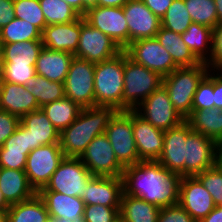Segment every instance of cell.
<instances>
[{
    "label": "cell",
    "instance_id": "8d00e7d4",
    "mask_svg": "<svg viewBox=\"0 0 222 222\" xmlns=\"http://www.w3.org/2000/svg\"><path fill=\"white\" fill-rule=\"evenodd\" d=\"M46 25L74 22L80 15L64 0H39Z\"/></svg>",
    "mask_w": 222,
    "mask_h": 222
},
{
    "label": "cell",
    "instance_id": "7402d4cb",
    "mask_svg": "<svg viewBox=\"0 0 222 222\" xmlns=\"http://www.w3.org/2000/svg\"><path fill=\"white\" fill-rule=\"evenodd\" d=\"M31 152L29 130L21 123L0 148V167L24 170L28 154Z\"/></svg>",
    "mask_w": 222,
    "mask_h": 222
},
{
    "label": "cell",
    "instance_id": "ee69618b",
    "mask_svg": "<svg viewBox=\"0 0 222 222\" xmlns=\"http://www.w3.org/2000/svg\"><path fill=\"white\" fill-rule=\"evenodd\" d=\"M120 207H106L100 204L85 205L83 222H114L119 215Z\"/></svg>",
    "mask_w": 222,
    "mask_h": 222
},
{
    "label": "cell",
    "instance_id": "7c38bea8",
    "mask_svg": "<svg viewBox=\"0 0 222 222\" xmlns=\"http://www.w3.org/2000/svg\"><path fill=\"white\" fill-rule=\"evenodd\" d=\"M93 176L122 177L124 167L118 162L109 139L104 134L96 136L80 156Z\"/></svg>",
    "mask_w": 222,
    "mask_h": 222
},
{
    "label": "cell",
    "instance_id": "4316f807",
    "mask_svg": "<svg viewBox=\"0 0 222 222\" xmlns=\"http://www.w3.org/2000/svg\"><path fill=\"white\" fill-rule=\"evenodd\" d=\"M73 57L72 53L53 51L43 47L37 58L36 74L50 81L64 83Z\"/></svg>",
    "mask_w": 222,
    "mask_h": 222
},
{
    "label": "cell",
    "instance_id": "ba28073f",
    "mask_svg": "<svg viewBox=\"0 0 222 222\" xmlns=\"http://www.w3.org/2000/svg\"><path fill=\"white\" fill-rule=\"evenodd\" d=\"M94 68L95 63L74 56L64 81L65 97L81 108L95 106Z\"/></svg>",
    "mask_w": 222,
    "mask_h": 222
},
{
    "label": "cell",
    "instance_id": "f907efd6",
    "mask_svg": "<svg viewBox=\"0 0 222 222\" xmlns=\"http://www.w3.org/2000/svg\"><path fill=\"white\" fill-rule=\"evenodd\" d=\"M218 72L216 75L213 72L214 108L222 110V69Z\"/></svg>",
    "mask_w": 222,
    "mask_h": 222
},
{
    "label": "cell",
    "instance_id": "680465c9",
    "mask_svg": "<svg viewBox=\"0 0 222 222\" xmlns=\"http://www.w3.org/2000/svg\"><path fill=\"white\" fill-rule=\"evenodd\" d=\"M11 205L5 200L3 193L0 190V210H3L5 213Z\"/></svg>",
    "mask_w": 222,
    "mask_h": 222
},
{
    "label": "cell",
    "instance_id": "277c9868",
    "mask_svg": "<svg viewBox=\"0 0 222 222\" xmlns=\"http://www.w3.org/2000/svg\"><path fill=\"white\" fill-rule=\"evenodd\" d=\"M208 70L205 62H201L192 67H178L163 77L170 100L184 120L191 115L194 94Z\"/></svg>",
    "mask_w": 222,
    "mask_h": 222
},
{
    "label": "cell",
    "instance_id": "e575fe53",
    "mask_svg": "<svg viewBox=\"0 0 222 222\" xmlns=\"http://www.w3.org/2000/svg\"><path fill=\"white\" fill-rule=\"evenodd\" d=\"M25 89L35 96L40 107L65 97L64 83L50 81L37 74L28 79Z\"/></svg>",
    "mask_w": 222,
    "mask_h": 222
},
{
    "label": "cell",
    "instance_id": "b9f144b4",
    "mask_svg": "<svg viewBox=\"0 0 222 222\" xmlns=\"http://www.w3.org/2000/svg\"><path fill=\"white\" fill-rule=\"evenodd\" d=\"M208 70L207 75L198 84L194 94L192 111L214 108L213 73Z\"/></svg>",
    "mask_w": 222,
    "mask_h": 222
},
{
    "label": "cell",
    "instance_id": "d590c367",
    "mask_svg": "<svg viewBox=\"0 0 222 222\" xmlns=\"http://www.w3.org/2000/svg\"><path fill=\"white\" fill-rule=\"evenodd\" d=\"M23 41H42V32L27 21L14 18L0 29V44Z\"/></svg>",
    "mask_w": 222,
    "mask_h": 222
},
{
    "label": "cell",
    "instance_id": "1f68e13d",
    "mask_svg": "<svg viewBox=\"0 0 222 222\" xmlns=\"http://www.w3.org/2000/svg\"><path fill=\"white\" fill-rule=\"evenodd\" d=\"M186 121L193 131L214 141L222 139V110L211 108L191 111Z\"/></svg>",
    "mask_w": 222,
    "mask_h": 222
},
{
    "label": "cell",
    "instance_id": "cb8c5ba5",
    "mask_svg": "<svg viewBox=\"0 0 222 222\" xmlns=\"http://www.w3.org/2000/svg\"><path fill=\"white\" fill-rule=\"evenodd\" d=\"M37 193L43 199L50 218H64L70 222L82 221L85 203L81 198L56 191H38Z\"/></svg>",
    "mask_w": 222,
    "mask_h": 222
},
{
    "label": "cell",
    "instance_id": "f546056e",
    "mask_svg": "<svg viewBox=\"0 0 222 222\" xmlns=\"http://www.w3.org/2000/svg\"><path fill=\"white\" fill-rule=\"evenodd\" d=\"M49 220L46 205L38 193L28 200L12 204L6 211V222H49Z\"/></svg>",
    "mask_w": 222,
    "mask_h": 222
},
{
    "label": "cell",
    "instance_id": "4fadbf2b",
    "mask_svg": "<svg viewBox=\"0 0 222 222\" xmlns=\"http://www.w3.org/2000/svg\"><path fill=\"white\" fill-rule=\"evenodd\" d=\"M121 51L109 36L92 27L81 16V33L75 57L99 63L115 57Z\"/></svg>",
    "mask_w": 222,
    "mask_h": 222
},
{
    "label": "cell",
    "instance_id": "74e56055",
    "mask_svg": "<svg viewBox=\"0 0 222 222\" xmlns=\"http://www.w3.org/2000/svg\"><path fill=\"white\" fill-rule=\"evenodd\" d=\"M192 19L187 11L184 0H173L161 19V27L182 34L191 25Z\"/></svg>",
    "mask_w": 222,
    "mask_h": 222
},
{
    "label": "cell",
    "instance_id": "d6986e66",
    "mask_svg": "<svg viewBox=\"0 0 222 222\" xmlns=\"http://www.w3.org/2000/svg\"><path fill=\"white\" fill-rule=\"evenodd\" d=\"M133 136L140 161H157L162 154L164 133L132 110Z\"/></svg>",
    "mask_w": 222,
    "mask_h": 222
},
{
    "label": "cell",
    "instance_id": "f1b7e54d",
    "mask_svg": "<svg viewBox=\"0 0 222 222\" xmlns=\"http://www.w3.org/2000/svg\"><path fill=\"white\" fill-rule=\"evenodd\" d=\"M161 207L123 192L119 215L125 222H158Z\"/></svg>",
    "mask_w": 222,
    "mask_h": 222
},
{
    "label": "cell",
    "instance_id": "f35d334b",
    "mask_svg": "<svg viewBox=\"0 0 222 222\" xmlns=\"http://www.w3.org/2000/svg\"><path fill=\"white\" fill-rule=\"evenodd\" d=\"M193 22L214 28L217 25V10L214 0H184Z\"/></svg>",
    "mask_w": 222,
    "mask_h": 222
},
{
    "label": "cell",
    "instance_id": "836d02e7",
    "mask_svg": "<svg viewBox=\"0 0 222 222\" xmlns=\"http://www.w3.org/2000/svg\"><path fill=\"white\" fill-rule=\"evenodd\" d=\"M41 109L53 126L60 132L73 123L82 110L78 104L66 97L47 103Z\"/></svg>",
    "mask_w": 222,
    "mask_h": 222
},
{
    "label": "cell",
    "instance_id": "681fc988",
    "mask_svg": "<svg viewBox=\"0 0 222 222\" xmlns=\"http://www.w3.org/2000/svg\"><path fill=\"white\" fill-rule=\"evenodd\" d=\"M147 8L153 12L160 20L163 18L173 0H142Z\"/></svg>",
    "mask_w": 222,
    "mask_h": 222
},
{
    "label": "cell",
    "instance_id": "11a10c76",
    "mask_svg": "<svg viewBox=\"0 0 222 222\" xmlns=\"http://www.w3.org/2000/svg\"><path fill=\"white\" fill-rule=\"evenodd\" d=\"M71 8L82 16V0H64Z\"/></svg>",
    "mask_w": 222,
    "mask_h": 222
},
{
    "label": "cell",
    "instance_id": "44dd1931",
    "mask_svg": "<svg viewBox=\"0 0 222 222\" xmlns=\"http://www.w3.org/2000/svg\"><path fill=\"white\" fill-rule=\"evenodd\" d=\"M81 33V16L74 22L47 25L42 32V44L53 51L74 54Z\"/></svg>",
    "mask_w": 222,
    "mask_h": 222
},
{
    "label": "cell",
    "instance_id": "5b68a950",
    "mask_svg": "<svg viewBox=\"0 0 222 222\" xmlns=\"http://www.w3.org/2000/svg\"><path fill=\"white\" fill-rule=\"evenodd\" d=\"M124 87L122 110H134L163 84V77L134 62L124 51Z\"/></svg>",
    "mask_w": 222,
    "mask_h": 222
},
{
    "label": "cell",
    "instance_id": "60d3db41",
    "mask_svg": "<svg viewBox=\"0 0 222 222\" xmlns=\"http://www.w3.org/2000/svg\"><path fill=\"white\" fill-rule=\"evenodd\" d=\"M35 75V65H14L11 62H0V81L25 86L28 79Z\"/></svg>",
    "mask_w": 222,
    "mask_h": 222
},
{
    "label": "cell",
    "instance_id": "7dc6e473",
    "mask_svg": "<svg viewBox=\"0 0 222 222\" xmlns=\"http://www.w3.org/2000/svg\"><path fill=\"white\" fill-rule=\"evenodd\" d=\"M19 124L20 118L0 109V148L6 139L16 131Z\"/></svg>",
    "mask_w": 222,
    "mask_h": 222
},
{
    "label": "cell",
    "instance_id": "7a4b0ae2",
    "mask_svg": "<svg viewBox=\"0 0 222 222\" xmlns=\"http://www.w3.org/2000/svg\"><path fill=\"white\" fill-rule=\"evenodd\" d=\"M117 110L111 106L82 108L77 119L60 132V148L65 157L80 158L87 145L104 134Z\"/></svg>",
    "mask_w": 222,
    "mask_h": 222
},
{
    "label": "cell",
    "instance_id": "94428289",
    "mask_svg": "<svg viewBox=\"0 0 222 222\" xmlns=\"http://www.w3.org/2000/svg\"><path fill=\"white\" fill-rule=\"evenodd\" d=\"M49 222H70V221L64 218L61 219L50 218Z\"/></svg>",
    "mask_w": 222,
    "mask_h": 222
},
{
    "label": "cell",
    "instance_id": "816d5d0a",
    "mask_svg": "<svg viewBox=\"0 0 222 222\" xmlns=\"http://www.w3.org/2000/svg\"><path fill=\"white\" fill-rule=\"evenodd\" d=\"M199 222H222V206L216 205V207Z\"/></svg>",
    "mask_w": 222,
    "mask_h": 222
},
{
    "label": "cell",
    "instance_id": "d6a6232c",
    "mask_svg": "<svg viewBox=\"0 0 222 222\" xmlns=\"http://www.w3.org/2000/svg\"><path fill=\"white\" fill-rule=\"evenodd\" d=\"M212 30L206 25L192 22L186 31L181 34L184 43L200 62H206L209 59V54H211Z\"/></svg>",
    "mask_w": 222,
    "mask_h": 222
},
{
    "label": "cell",
    "instance_id": "30bf717a",
    "mask_svg": "<svg viewBox=\"0 0 222 222\" xmlns=\"http://www.w3.org/2000/svg\"><path fill=\"white\" fill-rule=\"evenodd\" d=\"M64 157L60 144L43 145L28 154L24 171L36 192L46 186Z\"/></svg>",
    "mask_w": 222,
    "mask_h": 222
},
{
    "label": "cell",
    "instance_id": "e0dca14e",
    "mask_svg": "<svg viewBox=\"0 0 222 222\" xmlns=\"http://www.w3.org/2000/svg\"><path fill=\"white\" fill-rule=\"evenodd\" d=\"M185 176H196L216 165V141L192 131L185 142Z\"/></svg>",
    "mask_w": 222,
    "mask_h": 222
},
{
    "label": "cell",
    "instance_id": "c3c4849f",
    "mask_svg": "<svg viewBox=\"0 0 222 222\" xmlns=\"http://www.w3.org/2000/svg\"><path fill=\"white\" fill-rule=\"evenodd\" d=\"M14 18V0H0V29Z\"/></svg>",
    "mask_w": 222,
    "mask_h": 222
},
{
    "label": "cell",
    "instance_id": "52a82bcc",
    "mask_svg": "<svg viewBox=\"0 0 222 222\" xmlns=\"http://www.w3.org/2000/svg\"><path fill=\"white\" fill-rule=\"evenodd\" d=\"M93 177L80 158L64 157L50 181L39 191H56L82 198L87 183Z\"/></svg>",
    "mask_w": 222,
    "mask_h": 222
},
{
    "label": "cell",
    "instance_id": "9c48e42d",
    "mask_svg": "<svg viewBox=\"0 0 222 222\" xmlns=\"http://www.w3.org/2000/svg\"><path fill=\"white\" fill-rule=\"evenodd\" d=\"M134 111L162 131L174 128L185 121L174 108L163 84L143 100Z\"/></svg>",
    "mask_w": 222,
    "mask_h": 222
},
{
    "label": "cell",
    "instance_id": "8992f818",
    "mask_svg": "<svg viewBox=\"0 0 222 222\" xmlns=\"http://www.w3.org/2000/svg\"><path fill=\"white\" fill-rule=\"evenodd\" d=\"M118 162L125 168L139 162L133 136L132 110H117L105 130Z\"/></svg>",
    "mask_w": 222,
    "mask_h": 222
},
{
    "label": "cell",
    "instance_id": "9f6ffc18",
    "mask_svg": "<svg viewBox=\"0 0 222 222\" xmlns=\"http://www.w3.org/2000/svg\"><path fill=\"white\" fill-rule=\"evenodd\" d=\"M216 165L222 168V139L216 141Z\"/></svg>",
    "mask_w": 222,
    "mask_h": 222
},
{
    "label": "cell",
    "instance_id": "8fae6325",
    "mask_svg": "<svg viewBox=\"0 0 222 222\" xmlns=\"http://www.w3.org/2000/svg\"><path fill=\"white\" fill-rule=\"evenodd\" d=\"M124 51L134 62L157 72L162 77L178 68L168 51L156 37L139 39L130 43Z\"/></svg>",
    "mask_w": 222,
    "mask_h": 222
},
{
    "label": "cell",
    "instance_id": "ffe728a7",
    "mask_svg": "<svg viewBox=\"0 0 222 222\" xmlns=\"http://www.w3.org/2000/svg\"><path fill=\"white\" fill-rule=\"evenodd\" d=\"M123 192L122 177L94 176L87 183L81 199L85 205L120 207Z\"/></svg>",
    "mask_w": 222,
    "mask_h": 222
},
{
    "label": "cell",
    "instance_id": "484cf974",
    "mask_svg": "<svg viewBox=\"0 0 222 222\" xmlns=\"http://www.w3.org/2000/svg\"><path fill=\"white\" fill-rule=\"evenodd\" d=\"M0 190L10 205L28 200L37 193L24 170L3 167H0Z\"/></svg>",
    "mask_w": 222,
    "mask_h": 222
},
{
    "label": "cell",
    "instance_id": "4dcf8cb0",
    "mask_svg": "<svg viewBox=\"0 0 222 222\" xmlns=\"http://www.w3.org/2000/svg\"><path fill=\"white\" fill-rule=\"evenodd\" d=\"M42 41H23L0 44V62H11L14 65H35L43 49Z\"/></svg>",
    "mask_w": 222,
    "mask_h": 222
},
{
    "label": "cell",
    "instance_id": "91938a15",
    "mask_svg": "<svg viewBox=\"0 0 222 222\" xmlns=\"http://www.w3.org/2000/svg\"><path fill=\"white\" fill-rule=\"evenodd\" d=\"M0 222H6V213L0 210Z\"/></svg>",
    "mask_w": 222,
    "mask_h": 222
},
{
    "label": "cell",
    "instance_id": "83f0119b",
    "mask_svg": "<svg viewBox=\"0 0 222 222\" xmlns=\"http://www.w3.org/2000/svg\"><path fill=\"white\" fill-rule=\"evenodd\" d=\"M155 37L178 67H192L201 63L184 43L181 34L160 27Z\"/></svg>",
    "mask_w": 222,
    "mask_h": 222
},
{
    "label": "cell",
    "instance_id": "f6af8a7d",
    "mask_svg": "<svg viewBox=\"0 0 222 222\" xmlns=\"http://www.w3.org/2000/svg\"><path fill=\"white\" fill-rule=\"evenodd\" d=\"M205 64L215 72L222 69V23H218L212 30L211 54Z\"/></svg>",
    "mask_w": 222,
    "mask_h": 222
},
{
    "label": "cell",
    "instance_id": "f5cc1de1",
    "mask_svg": "<svg viewBox=\"0 0 222 222\" xmlns=\"http://www.w3.org/2000/svg\"><path fill=\"white\" fill-rule=\"evenodd\" d=\"M128 0H98V6L103 7H123Z\"/></svg>",
    "mask_w": 222,
    "mask_h": 222
},
{
    "label": "cell",
    "instance_id": "6da1fadb",
    "mask_svg": "<svg viewBox=\"0 0 222 222\" xmlns=\"http://www.w3.org/2000/svg\"><path fill=\"white\" fill-rule=\"evenodd\" d=\"M124 193L158 207L178 204L181 177L172 175L158 161H140L123 170Z\"/></svg>",
    "mask_w": 222,
    "mask_h": 222
},
{
    "label": "cell",
    "instance_id": "6125c7cd",
    "mask_svg": "<svg viewBox=\"0 0 222 222\" xmlns=\"http://www.w3.org/2000/svg\"><path fill=\"white\" fill-rule=\"evenodd\" d=\"M114 222H125L121 217H119L117 220H115Z\"/></svg>",
    "mask_w": 222,
    "mask_h": 222
},
{
    "label": "cell",
    "instance_id": "3957f363",
    "mask_svg": "<svg viewBox=\"0 0 222 222\" xmlns=\"http://www.w3.org/2000/svg\"><path fill=\"white\" fill-rule=\"evenodd\" d=\"M124 50L115 57L95 63V106H111L122 110L124 87Z\"/></svg>",
    "mask_w": 222,
    "mask_h": 222
},
{
    "label": "cell",
    "instance_id": "2e32d148",
    "mask_svg": "<svg viewBox=\"0 0 222 222\" xmlns=\"http://www.w3.org/2000/svg\"><path fill=\"white\" fill-rule=\"evenodd\" d=\"M178 204L196 222L216 207L211 194L196 176L181 177Z\"/></svg>",
    "mask_w": 222,
    "mask_h": 222
},
{
    "label": "cell",
    "instance_id": "ac0fdd59",
    "mask_svg": "<svg viewBox=\"0 0 222 222\" xmlns=\"http://www.w3.org/2000/svg\"><path fill=\"white\" fill-rule=\"evenodd\" d=\"M122 8L128 24V45L139 39L156 36L161 27V20L142 0H128Z\"/></svg>",
    "mask_w": 222,
    "mask_h": 222
},
{
    "label": "cell",
    "instance_id": "5bb4252c",
    "mask_svg": "<svg viewBox=\"0 0 222 222\" xmlns=\"http://www.w3.org/2000/svg\"><path fill=\"white\" fill-rule=\"evenodd\" d=\"M92 27L109 36L124 50L128 46V24L122 7L97 6L83 16Z\"/></svg>",
    "mask_w": 222,
    "mask_h": 222
},
{
    "label": "cell",
    "instance_id": "6f0895ef",
    "mask_svg": "<svg viewBox=\"0 0 222 222\" xmlns=\"http://www.w3.org/2000/svg\"><path fill=\"white\" fill-rule=\"evenodd\" d=\"M217 10V24L222 23V0H214Z\"/></svg>",
    "mask_w": 222,
    "mask_h": 222
},
{
    "label": "cell",
    "instance_id": "603a6c76",
    "mask_svg": "<svg viewBox=\"0 0 222 222\" xmlns=\"http://www.w3.org/2000/svg\"><path fill=\"white\" fill-rule=\"evenodd\" d=\"M35 96L24 85L0 81V109L22 118L25 114L40 109Z\"/></svg>",
    "mask_w": 222,
    "mask_h": 222
},
{
    "label": "cell",
    "instance_id": "bcb514c9",
    "mask_svg": "<svg viewBox=\"0 0 222 222\" xmlns=\"http://www.w3.org/2000/svg\"><path fill=\"white\" fill-rule=\"evenodd\" d=\"M158 222H196L179 204L162 207Z\"/></svg>",
    "mask_w": 222,
    "mask_h": 222
},
{
    "label": "cell",
    "instance_id": "ab89813d",
    "mask_svg": "<svg viewBox=\"0 0 222 222\" xmlns=\"http://www.w3.org/2000/svg\"><path fill=\"white\" fill-rule=\"evenodd\" d=\"M15 18L27 21L43 32L46 20L39 0H14Z\"/></svg>",
    "mask_w": 222,
    "mask_h": 222
},
{
    "label": "cell",
    "instance_id": "db71d44e",
    "mask_svg": "<svg viewBox=\"0 0 222 222\" xmlns=\"http://www.w3.org/2000/svg\"><path fill=\"white\" fill-rule=\"evenodd\" d=\"M97 6L98 0H82V16H84L89 9Z\"/></svg>",
    "mask_w": 222,
    "mask_h": 222
},
{
    "label": "cell",
    "instance_id": "7bdbcfd3",
    "mask_svg": "<svg viewBox=\"0 0 222 222\" xmlns=\"http://www.w3.org/2000/svg\"><path fill=\"white\" fill-rule=\"evenodd\" d=\"M202 185L209 191L213 201L219 205L222 200V168L218 165L196 175Z\"/></svg>",
    "mask_w": 222,
    "mask_h": 222
},
{
    "label": "cell",
    "instance_id": "d4e9b609",
    "mask_svg": "<svg viewBox=\"0 0 222 222\" xmlns=\"http://www.w3.org/2000/svg\"><path fill=\"white\" fill-rule=\"evenodd\" d=\"M20 123L29 130L31 151L43 145L59 144L60 131L53 126L41 108L25 114Z\"/></svg>",
    "mask_w": 222,
    "mask_h": 222
},
{
    "label": "cell",
    "instance_id": "9a60e30c",
    "mask_svg": "<svg viewBox=\"0 0 222 222\" xmlns=\"http://www.w3.org/2000/svg\"><path fill=\"white\" fill-rule=\"evenodd\" d=\"M192 131L185 120L164 133L163 151L157 161L174 176H185V142Z\"/></svg>",
    "mask_w": 222,
    "mask_h": 222
}]
</instances>
